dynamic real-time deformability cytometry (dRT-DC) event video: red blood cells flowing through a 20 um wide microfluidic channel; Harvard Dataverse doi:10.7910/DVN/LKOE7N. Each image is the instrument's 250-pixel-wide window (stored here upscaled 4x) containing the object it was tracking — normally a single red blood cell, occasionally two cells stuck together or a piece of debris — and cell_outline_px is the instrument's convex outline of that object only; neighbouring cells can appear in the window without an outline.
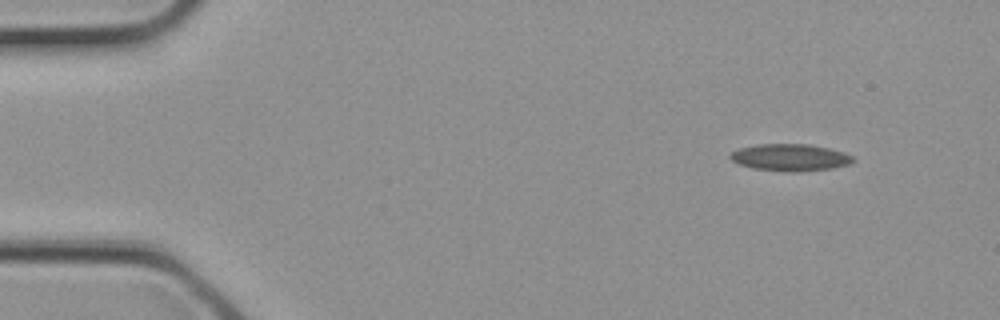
{"species": "common noctule bat (a hibernating species)", "species_latin": "Nyctalus noctula", "temperature_condition": "cold", "stored_images_in_passage": 2, "camera_frame_rate_fps": 3000, "um_per_image_px": 0.085, "animal": {"sex": "female", "body_mass_g": 21.9}, "frame": {"image": 1, "passage_image": 1, "time_ms": 0.0, "image_size_px": [1000, 320], "cell_outline_px": [[856, 160], [848, 164], [832, 168], [792, 172], [752, 168], [740, 164], [732, 160], [728, 156], [732, 152], [740, 148], [756, 144], [808, 144], [828, 148], [844, 152], [852, 156]], "centroid_in_image_um": [67.16, 13.37], "position_along_channel_um": 17.8, "area_um2": 19.13}}